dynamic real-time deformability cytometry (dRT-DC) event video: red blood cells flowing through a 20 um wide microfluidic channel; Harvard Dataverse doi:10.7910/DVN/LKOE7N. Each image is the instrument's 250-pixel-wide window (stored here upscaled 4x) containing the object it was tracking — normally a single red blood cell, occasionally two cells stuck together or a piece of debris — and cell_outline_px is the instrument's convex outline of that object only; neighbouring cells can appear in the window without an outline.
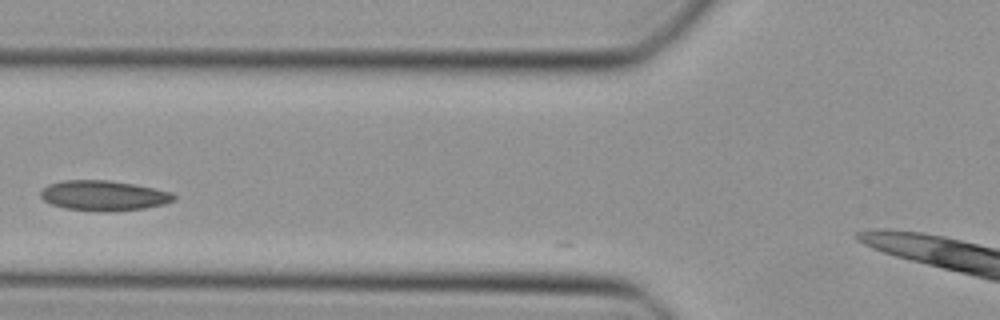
{"species": "Egyptian fruit bat (a non-hibernating species)", "species_latin": "Rousettus aegyptiacus", "temperature_condition": "cold", "stored_images_in_passage": 4, "camera_frame_rate_fps": 3000, "um_per_image_px": 0.085, "animal": {"sex": "female"}, "frame": {"image": 1, "passage_image": 2, "time_ms": 0.333, "image_size_px": [1000, 320], "cell_outline_px": [[176, 200], [164, 204], [144, 208], [104, 212], [100, 212], [64, 208], [52, 204], [44, 200], [40, 196], [40, 192], [48, 184], [64, 180], [108, 180], [136, 184], [156, 188], [172, 192], [176, 196]], "centroid_in_image_um": [8.84, 16.62], "position_along_channel_um": 117.0, "area_um2": 23.58}}